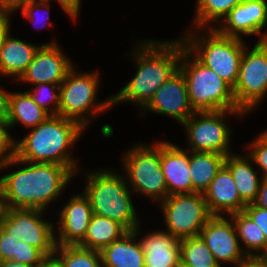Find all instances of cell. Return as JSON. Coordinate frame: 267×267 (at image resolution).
<instances>
[{"label": "cell", "mask_w": 267, "mask_h": 267, "mask_svg": "<svg viewBox=\"0 0 267 267\" xmlns=\"http://www.w3.org/2000/svg\"><path fill=\"white\" fill-rule=\"evenodd\" d=\"M140 44V45H139ZM135 48L132 59L136 61L137 72L119 93L110 96L112 105L119 102H134L144 108L155 92L179 69L183 52V41H141ZM139 49V50H138ZM137 50V51H136Z\"/></svg>", "instance_id": "obj_2"}, {"label": "cell", "mask_w": 267, "mask_h": 267, "mask_svg": "<svg viewBox=\"0 0 267 267\" xmlns=\"http://www.w3.org/2000/svg\"><path fill=\"white\" fill-rule=\"evenodd\" d=\"M0 267H31V266L16 261L6 260L0 262Z\"/></svg>", "instance_id": "obj_46"}, {"label": "cell", "mask_w": 267, "mask_h": 267, "mask_svg": "<svg viewBox=\"0 0 267 267\" xmlns=\"http://www.w3.org/2000/svg\"><path fill=\"white\" fill-rule=\"evenodd\" d=\"M267 24L266 0H243L215 28L224 36L260 35Z\"/></svg>", "instance_id": "obj_16"}, {"label": "cell", "mask_w": 267, "mask_h": 267, "mask_svg": "<svg viewBox=\"0 0 267 267\" xmlns=\"http://www.w3.org/2000/svg\"><path fill=\"white\" fill-rule=\"evenodd\" d=\"M160 203L167 233L178 240L199 236L212 216L202 193L168 195Z\"/></svg>", "instance_id": "obj_11"}, {"label": "cell", "mask_w": 267, "mask_h": 267, "mask_svg": "<svg viewBox=\"0 0 267 267\" xmlns=\"http://www.w3.org/2000/svg\"><path fill=\"white\" fill-rule=\"evenodd\" d=\"M189 154V173L193 193H204L218 171L225 163L226 156L212 152H192Z\"/></svg>", "instance_id": "obj_24"}, {"label": "cell", "mask_w": 267, "mask_h": 267, "mask_svg": "<svg viewBox=\"0 0 267 267\" xmlns=\"http://www.w3.org/2000/svg\"><path fill=\"white\" fill-rule=\"evenodd\" d=\"M212 27L208 28L207 32L210 36L208 34L204 36L202 33L201 36L197 35L202 29L197 33L190 30V33L181 37V39L185 48L199 62L212 69L234 88L238 79L240 61L246 46L243 38L224 36Z\"/></svg>", "instance_id": "obj_6"}, {"label": "cell", "mask_w": 267, "mask_h": 267, "mask_svg": "<svg viewBox=\"0 0 267 267\" xmlns=\"http://www.w3.org/2000/svg\"><path fill=\"white\" fill-rule=\"evenodd\" d=\"M180 267H222L200 236L180 240Z\"/></svg>", "instance_id": "obj_28"}, {"label": "cell", "mask_w": 267, "mask_h": 267, "mask_svg": "<svg viewBox=\"0 0 267 267\" xmlns=\"http://www.w3.org/2000/svg\"><path fill=\"white\" fill-rule=\"evenodd\" d=\"M8 121H0V165L15 156V139L11 138Z\"/></svg>", "instance_id": "obj_34"}, {"label": "cell", "mask_w": 267, "mask_h": 267, "mask_svg": "<svg viewBox=\"0 0 267 267\" xmlns=\"http://www.w3.org/2000/svg\"><path fill=\"white\" fill-rule=\"evenodd\" d=\"M40 46L26 43L9 34L4 40L0 53V74L13 76L15 80H19Z\"/></svg>", "instance_id": "obj_22"}, {"label": "cell", "mask_w": 267, "mask_h": 267, "mask_svg": "<svg viewBox=\"0 0 267 267\" xmlns=\"http://www.w3.org/2000/svg\"><path fill=\"white\" fill-rule=\"evenodd\" d=\"M256 206L267 209V178H262L256 201Z\"/></svg>", "instance_id": "obj_42"}, {"label": "cell", "mask_w": 267, "mask_h": 267, "mask_svg": "<svg viewBox=\"0 0 267 267\" xmlns=\"http://www.w3.org/2000/svg\"><path fill=\"white\" fill-rule=\"evenodd\" d=\"M45 257L46 255L35 246L18 240L17 257H13L11 261L37 267Z\"/></svg>", "instance_id": "obj_32"}, {"label": "cell", "mask_w": 267, "mask_h": 267, "mask_svg": "<svg viewBox=\"0 0 267 267\" xmlns=\"http://www.w3.org/2000/svg\"><path fill=\"white\" fill-rule=\"evenodd\" d=\"M43 213L39 209L7 208L0 228L6 234L35 246L46 256L53 255L57 246L55 227L40 217Z\"/></svg>", "instance_id": "obj_12"}, {"label": "cell", "mask_w": 267, "mask_h": 267, "mask_svg": "<svg viewBox=\"0 0 267 267\" xmlns=\"http://www.w3.org/2000/svg\"><path fill=\"white\" fill-rule=\"evenodd\" d=\"M144 109L170 116L179 124H183L195 112L191 107L186 80L180 69L155 92Z\"/></svg>", "instance_id": "obj_14"}, {"label": "cell", "mask_w": 267, "mask_h": 267, "mask_svg": "<svg viewBox=\"0 0 267 267\" xmlns=\"http://www.w3.org/2000/svg\"><path fill=\"white\" fill-rule=\"evenodd\" d=\"M243 211L262 229L267 245V209L248 204Z\"/></svg>", "instance_id": "obj_37"}, {"label": "cell", "mask_w": 267, "mask_h": 267, "mask_svg": "<svg viewBox=\"0 0 267 267\" xmlns=\"http://www.w3.org/2000/svg\"><path fill=\"white\" fill-rule=\"evenodd\" d=\"M114 171L100 170L87 175L84 194L89 198L93 214L108 217L133 231L139 222L132 203L131 190L126 177Z\"/></svg>", "instance_id": "obj_4"}, {"label": "cell", "mask_w": 267, "mask_h": 267, "mask_svg": "<svg viewBox=\"0 0 267 267\" xmlns=\"http://www.w3.org/2000/svg\"><path fill=\"white\" fill-rule=\"evenodd\" d=\"M10 13L0 12V53L3 47L5 38L10 34Z\"/></svg>", "instance_id": "obj_40"}, {"label": "cell", "mask_w": 267, "mask_h": 267, "mask_svg": "<svg viewBox=\"0 0 267 267\" xmlns=\"http://www.w3.org/2000/svg\"><path fill=\"white\" fill-rule=\"evenodd\" d=\"M160 164L169 195L193 193L188 150L171 142H160Z\"/></svg>", "instance_id": "obj_18"}, {"label": "cell", "mask_w": 267, "mask_h": 267, "mask_svg": "<svg viewBox=\"0 0 267 267\" xmlns=\"http://www.w3.org/2000/svg\"><path fill=\"white\" fill-rule=\"evenodd\" d=\"M18 163L28 166L0 178L7 208L44 211L66 189V184L75 175L68 167L60 164L25 162L15 156L1 164L0 168Z\"/></svg>", "instance_id": "obj_1"}, {"label": "cell", "mask_w": 267, "mask_h": 267, "mask_svg": "<svg viewBox=\"0 0 267 267\" xmlns=\"http://www.w3.org/2000/svg\"><path fill=\"white\" fill-rule=\"evenodd\" d=\"M230 216L234 222L239 240L241 239L240 241L245 245L244 253L246 256H260L267 248L262 229L244 211Z\"/></svg>", "instance_id": "obj_27"}, {"label": "cell", "mask_w": 267, "mask_h": 267, "mask_svg": "<svg viewBox=\"0 0 267 267\" xmlns=\"http://www.w3.org/2000/svg\"><path fill=\"white\" fill-rule=\"evenodd\" d=\"M83 131L77 121L50 115L21 141L15 142V157L25 162L60 164L76 175L77 162L67 150L74 146Z\"/></svg>", "instance_id": "obj_3"}, {"label": "cell", "mask_w": 267, "mask_h": 267, "mask_svg": "<svg viewBox=\"0 0 267 267\" xmlns=\"http://www.w3.org/2000/svg\"><path fill=\"white\" fill-rule=\"evenodd\" d=\"M98 85V72L78 74L73 67L60 84L58 115L77 121L85 128L91 122L92 116L96 113H103L113 106L112 98L99 103L95 102Z\"/></svg>", "instance_id": "obj_7"}, {"label": "cell", "mask_w": 267, "mask_h": 267, "mask_svg": "<svg viewBox=\"0 0 267 267\" xmlns=\"http://www.w3.org/2000/svg\"><path fill=\"white\" fill-rule=\"evenodd\" d=\"M49 1L50 0H27L26 3L21 8L22 15L25 16L27 19H29L34 25H37L36 21L40 20L39 17L38 19L36 18L38 14L37 12L40 13L41 11L39 10L42 9L43 11L45 8V10L47 11V12L45 11V13L47 14L45 15V19L44 17H42L40 22L42 21L47 22L48 21L47 19L50 18L48 15L50 8L48 4ZM42 27H45V25L42 24Z\"/></svg>", "instance_id": "obj_35"}, {"label": "cell", "mask_w": 267, "mask_h": 267, "mask_svg": "<svg viewBox=\"0 0 267 267\" xmlns=\"http://www.w3.org/2000/svg\"><path fill=\"white\" fill-rule=\"evenodd\" d=\"M10 106V92L0 88V121H8Z\"/></svg>", "instance_id": "obj_39"}, {"label": "cell", "mask_w": 267, "mask_h": 267, "mask_svg": "<svg viewBox=\"0 0 267 267\" xmlns=\"http://www.w3.org/2000/svg\"><path fill=\"white\" fill-rule=\"evenodd\" d=\"M265 138H267V130L261 133Z\"/></svg>", "instance_id": "obj_48"}, {"label": "cell", "mask_w": 267, "mask_h": 267, "mask_svg": "<svg viewBox=\"0 0 267 267\" xmlns=\"http://www.w3.org/2000/svg\"><path fill=\"white\" fill-rule=\"evenodd\" d=\"M249 144L248 156L252 159V162L257 164L262 169V177L267 178V138L262 134L259 135L254 141Z\"/></svg>", "instance_id": "obj_33"}, {"label": "cell", "mask_w": 267, "mask_h": 267, "mask_svg": "<svg viewBox=\"0 0 267 267\" xmlns=\"http://www.w3.org/2000/svg\"><path fill=\"white\" fill-rule=\"evenodd\" d=\"M54 254L64 267H104L100 251L80 245H57Z\"/></svg>", "instance_id": "obj_30"}, {"label": "cell", "mask_w": 267, "mask_h": 267, "mask_svg": "<svg viewBox=\"0 0 267 267\" xmlns=\"http://www.w3.org/2000/svg\"><path fill=\"white\" fill-rule=\"evenodd\" d=\"M50 114L39 107L27 91L11 92L9 119L10 127L21 123L26 127L33 128L45 121Z\"/></svg>", "instance_id": "obj_26"}, {"label": "cell", "mask_w": 267, "mask_h": 267, "mask_svg": "<svg viewBox=\"0 0 267 267\" xmlns=\"http://www.w3.org/2000/svg\"><path fill=\"white\" fill-rule=\"evenodd\" d=\"M260 256L267 263V248Z\"/></svg>", "instance_id": "obj_47"}, {"label": "cell", "mask_w": 267, "mask_h": 267, "mask_svg": "<svg viewBox=\"0 0 267 267\" xmlns=\"http://www.w3.org/2000/svg\"><path fill=\"white\" fill-rule=\"evenodd\" d=\"M211 215H229L243 211L246 206L238 194L230 170L223 165L203 193Z\"/></svg>", "instance_id": "obj_19"}, {"label": "cell", "mask_w": 267, "mask_h": 267, "mask_svg": "<svg viewBox=\"0 0 267 267\" xmlns=\"http://www.w3.org/2000/svg\"><path fill=\"white\" fill-rule=\"evenodd\" d=\"M128 232L121 224L108 217L92 214L81 247L101 251L104 247L120 239Z\"/></svg>", "instance_id": "obj_25"}, {"label": "cell", "mask_w": 267, "mask_h": 267, "mask_svg": "<svg viewBox=\"0 0 267 267\" xmlns=\"http://www.w3.org/2000/svg\"><path fill=\"white\" fill-rule=\"evenodd\" d=\"M253 46L251 51L244 48L233 88L236 105L245 114L267 94V32Z\"/></svg>", "instance_id": "obj_9"}, {"label": "cell", "mask_w": 267, "mask_h": 267, "mask_svg": "<svg viewBox=\"0 0 267 267\" xmlns=\"http://www.w3.org/2000/svg\"><path fill=\"white\" fill-rule=\"evenodd\" d=\"M18 239L0 228V262L17 257Z\"/></svg>", "instance_id": "obj_36"}, {"label": "cell", "mask_w": 267, "mask_h": 267, "mask_svg": "<svg viewBox=\"0 0 267 267\" xmlns=\"http://www.w3.org/2000/svg\"><path fill=\"white\" fill-rule=\"evenodd\" d=\"M242 1L243 0H197V10L193 23L199 29L207 27L205 24L209 22H216L219 25L229 12Z\"/></svg>", "instance_id": "obj_29"}, {"label": "cell", "mask_w": 267, "mask_h": 267, "mask_svg": "<svg viewBox=\"0 0 267 267\" xmlns=\"http://www.w3.org/2000/svg\"><path fill=\"white\" fill-rule=\"evenodd\" d=\"M7 210L4 194L0 186V223L3 221L5 213Z\"/></svg>", "instance_id": "obj_45"}, {"label": "cell", "mask_w": 267, "mask_h": 267, "mask_svg": "<svg viewBox=\"0 0 267 267\" xmlns=\"http://www.w3.org/2000/svg\"><path fill=\"white\" fill-rule=\"evenodd\" d=\"M227 113L245 115L243 111L232 110L194 112L182 124L187 130L189 150L212 152L225 156L232 154L229 144L231 129L224 120Z\"/></svg>", "instance_id": "obj_10"}, {"label": "cell", "mask_w": 267, "mask_h": 267, "mask_svg": "<svg viewBox=\"0 0 267 267\" xmlns=\"http://www.w3.org/2000/svg\"><path fill=\"white\" fill-rule=\"evenodd\" d=\"M36 85L37 86L35 88H31L30 91H27L33 101L50 115H58L60 105V85L53 83H42ZM49 103L54 104L52 108L51 106L49 108V105H47Z\"/></svg>", "instance_id": "obj_31"}, {"label": "cell", "mask_w": 267, "mask_h": 267, "mask_svg": "<svg viewBox=\"0 0 267 267\" xmlns=\"http://www.w3.org/2000/svg\"><path fill=\"white\" fill-rule=\"evenodd\" d=\"M92 214L90 200L84 192L72 196L59 212L56 245H79L86 236Z\"/></svg>", "instance_id": "obj_17"}, {"label": "cell", "mask_w": 267, "mask_h": 267, "mask_svg": "<svg viewBox=\"0 0 267 267\" xmlns=\"http://www.w3.org/2000/svg\"><path fill=\"white\" fill-rule=\"evenodd\" d=\"M139 229L137 226L126 232L100 251L104 267H145V254L140 242L135 240Z\"/></svg>", "instance_id": "obj_21"}, {"label": "cell", "mask_w": 267, "mask_h": 267, "mask_svg": "<svg viewBox=\"0 0 267 267\" xmlns=\"http://www.w3.org/2000/svg\"><path fill=\"white\" fill-rule=\"evenodd\" d=\"M123 158L130 189L151 197L155 202L164 201L169 194L160 164V141L150 147L138 144L126 152Z\"/></svg>", "instance_id": "obj_8"}, {"label": "cell", "mask_w": 267, "mask_h": 267, "mask_svg": "<svg viewBox=\"0 0 267 267\" xmlns=\"http://www.w3.org/2000/svg\"><path fill=\"white\" fill-rule=\"evenodd\" d=\"M145 267H180V240L167 232L155 231L141 241Z\"/></svg>", "instance_id": "obj_20"}, {"label": "cell", "mask_w": 267, "mask_h": 267, "mask_svg": "<svg viewBox=\"0 0 267 267\" xmlns=\"http://www.w3.org/2000/svg\"><path fill=\"white\" fill-rule=\"evenodd\" d=\"M179 69L186 80L189 101L195 112L242 111L236 105L233 88L212 69L199 62L185 48L184 43Z\"/></svg>", "instance_id": "obj_5"}, {"label": "cell", "mask_w": 267, "mask_h": 267, "mask_svg": "<svg viewBox=\"0 0 267 267\" xmlns=\"http://www.w3.org/2000/svg\"><path fill=\"white\" fill-rule=\"evenodd\" d=\"M37 267H64L61 260L55 255H49Z\"/></svg>", "instance_id": "obj_44"}, {"label": "cell", "mask_w": 267, "mask_h": 267, "mask_svg": "<svg viewBox=\"0 0 267 267\" xmlns=\"http://www.w3.org/2000/svg\"><path fill=\"white\" fill-rule=\"evenodd\" d=\"M57 44L56 41L42 44L19 81L35 86L42 83L60 85L74 65L72 66Z\"/></svg>", "instance_id": "obj_15"}, {"label": "cell", "mask_w": 267, "mask_h": 267, "mask_svg": "<svg viewBox=\"0 0 267 267\" xmlns=\"http://www.w3.org/2000/svg\"><path fill=\"white\" fill-rule=\"evenodd\" d=\"M237 267H267L261 256H246Z\"/></svg>", "instance_id": "obj_43"}, {"label": "cell", "mask_w": 267, "mask_h": 267, "mask_svg": "<svg viewBox=\"0 0 267 267\" xmlns=\"http://www.w3.org/2000/svg\"><path fill=\"white\" fill-rule=\"evenodd\" d=\"M249 156L229 154L224 165L230 170L241 201L245 204H253L258 196L261 181L257 171L253 170Z\"/></svg>", "instance_id": "obj_23"}, {"label": "cell", "mask_w": 267, "mask_h": 267, "mask_svg": "<svg viewBox=\"0 0 267 267\" xmlns=\"http://www.w3.org/2000/svg\"><path fill=\"white\" fill-rule=\"evenodd\" d=\"M62 9L67 13L71 19L76 20L80 13L81 0H58Z\"/></svg>", "instance_id": "obj_38"}, {"label": "cell", "mask_w": 267, "mask_h": 267, "mask_svg": "<svg viewBox=\"0 0 267 267\" xmlns=\"http://www.w3.org/2000/svg\"><path fill=\"white\" fill-rule=\"evenodd\" d=\"M212 215L201 229L200 237L210 249L216 262L239 264L246 254L241 248L232 218Z\"/></svg>", "instance_id": "obj_13"}, {"label": "cell", "mask_w": 267, "mask_h": 267, "mask_svg": "<svg viewBox=\"0 0 267 267\" xmlns=\"http://www.w3.org/2000/svg\"><path fill=\"white\" fill-rule=\"evenodd\" d=\"M27 0H0V12L12 13L20 10Z\"/></svg>", "instance_id": "obj_41"}]
</instances>
